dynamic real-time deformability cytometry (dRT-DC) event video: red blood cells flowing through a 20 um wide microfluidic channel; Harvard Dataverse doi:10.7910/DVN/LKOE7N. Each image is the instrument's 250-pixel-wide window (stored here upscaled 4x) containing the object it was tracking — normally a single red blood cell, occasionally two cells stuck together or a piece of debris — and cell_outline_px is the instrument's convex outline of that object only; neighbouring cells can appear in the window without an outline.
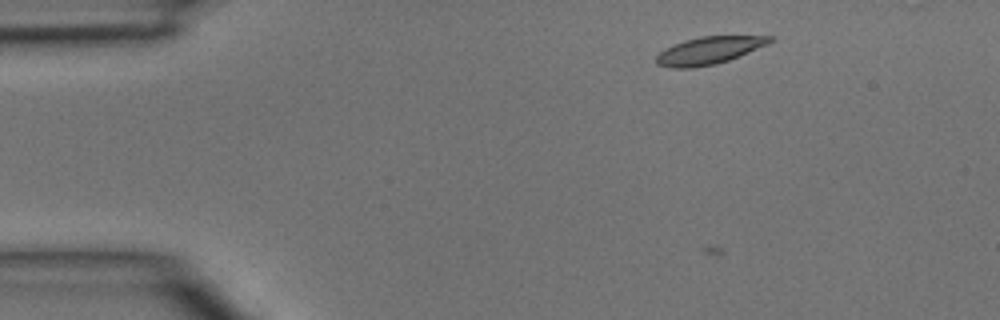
{"species": "common noctule bat (a hibernating species)", "species_latin": "Nyctalus noctula", "temperature_condition": "room temperature", "stored_images_in_passage": 4, "camera_frame_rate_fps": 3000, "um_per_image_px": 0.085, "animal": {"sex": "male", "body_mass_g": 15.6}, "frame": {"image": 1, "passage_image": 1, "time_ms": 0.0, "image_size_px": [1000, 320], "cell_outline_px": [[776, 40], [768, 44], [728, 60], [716, 64], [692, 68], [672, 68], [656, 64], [656, 56], [664, 48], [672, 44], [684, 40], [700, 36], [776, 36]], "centroid_in_image_um": [60.26, 4.28], "position_along_channel_um": 24.7, "area_um2": 18.26}}